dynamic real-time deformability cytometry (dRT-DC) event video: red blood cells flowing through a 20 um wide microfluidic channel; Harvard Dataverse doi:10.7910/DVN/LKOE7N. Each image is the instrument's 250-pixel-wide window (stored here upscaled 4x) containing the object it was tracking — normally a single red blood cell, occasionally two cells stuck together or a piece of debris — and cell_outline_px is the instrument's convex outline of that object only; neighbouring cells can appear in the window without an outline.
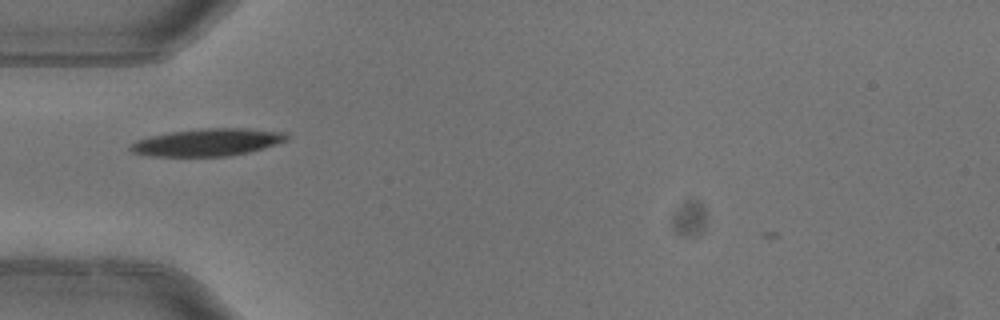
{"species": "common noctule bat (a hibernating species)", "species_latin": "Nyctalus noctula", "temperature_condition": "warm", "stored_images_in_passage": 5, "camera_frame_rate_fps": 3000, "um_per_image_px": 0.085, "animal": {"sex": "female"}, "frame": {"image": 1, "passage_image": 5, "time_ms": 1.333, "image_size_px": [1000, 320], "cell_outline_px": [[288, 140], [264, 148], [248, 152], [228, 156], [148, 156], [132, 152], [128, 148], [128, 144], [136, 140], [152, 136], [172, 132], [204, 128], [244, 128], [288, 132]], "centroid_in_image_um": [17.64, 12.09], "position_along_channel_um": 67.4, "area_um2": 24.97}}